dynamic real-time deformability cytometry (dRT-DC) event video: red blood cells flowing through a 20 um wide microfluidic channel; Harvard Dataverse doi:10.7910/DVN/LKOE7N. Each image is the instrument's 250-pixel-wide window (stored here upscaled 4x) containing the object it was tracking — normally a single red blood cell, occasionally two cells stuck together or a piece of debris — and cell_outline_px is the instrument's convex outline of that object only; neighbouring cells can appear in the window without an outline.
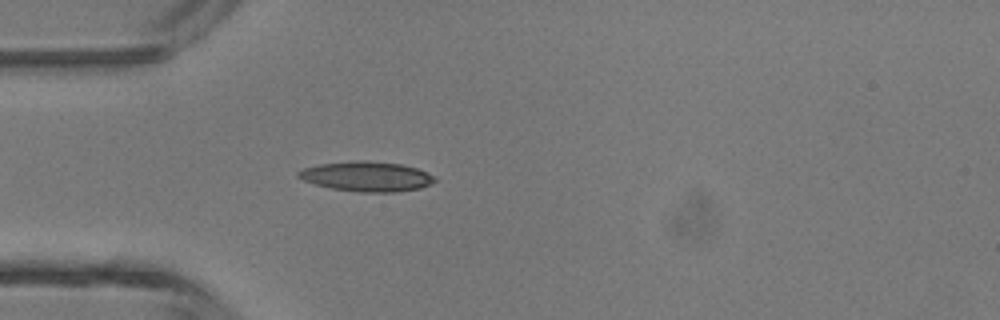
{"species": "common noctule bat (a hibernating species)", "species_latin": "Nyctalus noctula", "temperature_condition": "room temperature", "stored_images_in_passage": 4, "camera_frame_rate_fps": 3000, "um_per_image_px": 0.085, "animal": {"sex": "male", "body_mass_g": 13.3}, "frame": {"image": 1, "passage_image": 4, "time_ms": 1.0, "image_size_px": [1000, 320], "cell_outline_px": [[436, 180], [432, 184], [420, 188], [396, 192], [360, 192], [332, 188], [316, 184], [304, 180], [296, 176], [296, 172], [304, 168], [320, 164], [356, 160], [364, 160], [400, 164], [416, 168], [428, 172]], "centroid_in_image_um": [31.17, 14.99], "position_along_channel_um": 53.8, "area_um2": 23.64}}